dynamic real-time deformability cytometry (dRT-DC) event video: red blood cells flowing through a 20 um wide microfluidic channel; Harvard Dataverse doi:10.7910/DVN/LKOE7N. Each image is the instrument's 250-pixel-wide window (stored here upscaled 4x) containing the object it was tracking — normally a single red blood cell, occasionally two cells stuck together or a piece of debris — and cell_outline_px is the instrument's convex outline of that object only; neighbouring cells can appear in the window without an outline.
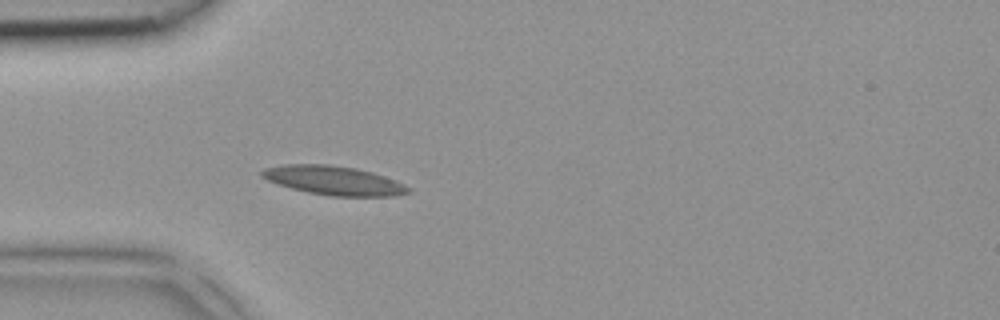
{"species": "common noctule bat (a hibernating species)", "species_latin": "Nyctalus noctula", "temperature_condition": "room temperature", "stored_images_in_passage": 3, "camera_frame_rate_fps": 3000, "um_per_image_px": 0.085, "animal": {"sex": "female", "body_mass_g": 18.4}, "frame": {"image": 1, "passage_image": 3, "time_ms": 0.667, "image_size_px": [1000, 320], "cell_outline_px": [[412, 192], [396, 196], [332, 196], [308, 192], [276, 184], [260, 176], [260, 172], [264, 168], [284, 164], [328, 164], [356, 168], [372, 172], [396, 180], [412, 188]], "centroid_in_image_um": [28.39, 15.34], "position_along_channel_um": 56.6, "area_um2": 24.91}}